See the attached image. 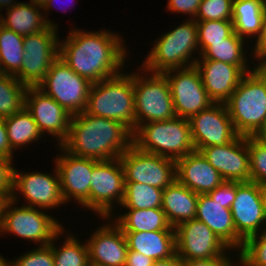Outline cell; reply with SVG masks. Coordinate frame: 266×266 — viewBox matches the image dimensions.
<instances>
[{"label": "cell", "instance_id": "cell-1", "mask_svg": "<svg viewBox=\"0 0 266 266\" xmlns=\"http://www.w3.org/2000/svg\"><path fill=\"white\" fill-rule=\"evenodd\" d=\"M124 46L120 35L109 30L73 29L68 38L59 43V58L78 75L96 83L121 73L126 59Z\"/></svg>", "mask_w": 266, "mask_h": 266}, {"label": "cell", "instance_id": "cell-2", "mask_svg": "<svg viewBox=\"0 0 266 266\" xmlns=\"http://www.w3.org/2000/svg\"><path fill=\"white\" fill-rule=\"evenodd\" d=\"M132 144L133 132L126 125L84 111L71 116L61 146L74 156L106 161L119 158Z\"/></svg>", "mask_w": 266, "mask_h": 266}, {"label": "cell", "instance_id": "cell-3", "mask_svg": "<svg viewBox=\"0 0 266 266\" xmlns=\"http://www.w3.org/2000/svg\"><path fill=\"white\" fill-rule=\"evenodd\" d=\"M85 112L117 120L135 131V103L133 73H119L92 83Z\"/></svg>", "mask_w": 266, "mask_h": 266}, {"label": "cell", "instance_id": "cell-4", "mask_svg": "<svg viewBox=\"0 0 266 266\" xmlns=\"http://www.w3.org/2000/svg\"><path fill=\"white\" fill-rule=\"evenodd\" d=\"M133 145L177 161L194 151L189 119L175 117L142 124L133 132Z\"/></svg>", "mask_w": 266, "mask_h": 266}, {"label": "cell", "instance_id": "cell-5", "mask_svg": "<svg viewBox=\"0 0 266 266\" xmlns=\"http://www.w3.org/2000/svg\"><path fill=\"white\" fill-rule=\"evenodd\" d=\"M225 102L238 135L253 136L266 118V80L253 68Z\"/></svg>", "mask_w": 266, "mask_h": 266}, {"label": "cell", "instance_id": "cell-6", "mask_svg": "<svg viewBox=\"0 0 266 266\" xmlns=\"http://www.w3.org/2000/svg\"><path fill=\"white\" fill-rule=\"evenodd\" d=\"M155 43L142 66L146 73H164L171 69L195 65L197 58L190 63L188 61L192 58V52H197L199 48L196 20H186L174 30L162 35Z\"/></svg>", "mask_w": 266, "mask_h": 266}, {"label": "cell", "instance_id": "cell-7", "mask_svg": "<svg viewBox=\"0 0 266 266\" xmlns=\"http://www.w3.org/2000/svg\"><path fill=\"white\" fill-rule=\"evenodd\" d=\"M17 193L13 192L11 199L5 202L2 214L0 233L9 232L18 237L40 242V246L49 245L64 232L63 225L52 216L40 211L36 207H16ZM63 228V229H62Z\"/></svg>", "mask_w": 266, "mask_h": 266}, {"label": "cell", "instance_id": "cell-8", "mask_svg": "<svg viewBox=\"0 0 266 266\" xmlns=\"http://www.w3.org/2000/svg\"><path fill=\"white\" fill-rule=\"evenodd\" d=\"M142 73L144 72H141V76L133 73L135 130L151 121H164L176 117L166 77L162 73H151L146 78Z\"/></svg>", "mask_w": 266, "mask_h": 266}, {"label": "cell", "instance_id": "cell-9", "mask_svg": "<svg viewBox=\"0 0 266 266\" xmlns=\"http://www.w3.org/2000/svg\"><path fill=\"white\" fill-rule=\"evenodd\" d=\"M91 85L89 80L78 75L58 57L37 87L71 115H76L86 110Z\"/></svg>", "mask_w": 266, "mask_h": 266}, {"label": "cell", "instance_id": "cell-10", "mask_svg": "<svg viewBox=\"0 0 266 266\" xmlns=\"http://www.w3.org/2000/svg\"><path fill=\"white\" fill-rule=\"evenodd\" d=\"M58 28L48 26L36 34L24 36L21 69L15 78L28 87H37L59 57Z\"/></svg>", "mask_w": 266, "mask_h": 266}, {"label": "cell", "instance_id": "cell-11", "mask_svg": "<svg viewBox=\"0 0 266 266\" xmlns=\"http://www.w3.org/2000/svg\"><path fill=\"white\" fill-rule=\"evenodd\" d=\"M125 182L165 189L176 179V161L139 150L133 144L119 157Z\"/></svg>", "mask_w": 266, "mask_h": 266}, {"label": "cell", "instance_id": "cell-12", "mask_svg": "<svg viewBox=\"0 0 266 266\" xmlns=\"http://www.w3.org/2000/svg\"><path fill=\"white\" fill-rule=\"evenodd\" d=\"M162 74L169 83L176 117L190 119L214 103L209 98L195 65L171 69Z\"/></svg>", "mask_w": 266, "mask_h": 266}, {"label": "cell", "instance_id": "cell-13", "mask_svg": "<svg viewBox=\"0 0 266 266\" xmlns=\"http://www.w3.org/2000/svg\"><path fill=\"white\" fill-rule=\"evenodd\" d=\"M124 169L119 158L98 161L92 170L90 210L103 218H110L113 202L121 205L124 198Z\"/></svg>", "mask_w": 266, "mask_h": 266}, {"label": "cell", "instance_id": "cell-14", "mask_svg": "<svg viewBox=\"0 0 266 266\" xmlns=\"http://www.w3.org/2000/svg\"><path fill=\"white\" fill-rule=\"evenodd\" d=\"M189 122L195 151L212 145L225 146L238 136L225 103H213Z\"/></svg>", "mask_w": 266, "mask_h": 266}, {"label": "cell", "instance_id": "cell-15", "mask_svg": "<svg viewBox=\"0 0 266 266\" xmlns=\"http://www.w3.org/2000/svg\"><path fill=\"white\" fill-rule=\"evenodd\" d=\"M174 229L176 253L183 260L219 257L229 249L204 222L197 219L184 221Z\"/></svg>", "mask_w": 266, "mask_h": 266}, {"label": "cell", "instance_id": "cell-16", "mask_svg": "<svg viewBox=\"0 0 266 266\" xmlns=\"http://www.w3.org/2000/svg\"><path fill=\"white\" fill-rule=\"evenodd\" d=\"M63 156L56 158L60 178L61 194L65 203L74 198L80 205L90 208V185L96 159L77 157L67 152L61 145Z\"/></svg>", "mask_w": 266, "mask_h": 266}, {"label": "cell", "instance_id": "cell-17", "mask_svg": "<svg viewBox=\"0 0 266 266\" xmlns=\"http://www.w3.org/2000/svg\"><path fill=\"white\" fill-rule=\"evenodd\" d=\"M25 108L31 113L43 135L45 131L57 137L58 145L67 139L72 115L40 88L28 87Z\"/></svg>", "mask_w": 266, "mask_h": 266}, {"label": "cell", "instance_id": "cell-18", "mask_svg": "<svg viewBox=\"0 0 266 266\" xmlns=\"http://www.w3.org/2000/svg\"><path fill=\"white\" fill-rule=\"evenodd\" d=\"M208 163L227 181L249 182L250 161L247 136L238 135L225 146H208L200 150Z\"/></svg>", "mask_w": 266, "mask_h": 266}, {"label": "cell", "instance_id": "cell-19", "mask_svg": "<svg viewBox=\"0 0 266 266\" xmlns=\"http://www.w3.org/2000/svg\"><path fill=\"white\" fill-rule=\"evenodd\" d=\"M230 209L236 232L244 240L258 234L262 224H266L261 186L256 182L236 181L235 200Z\"/></svg>", "mask_w": 266, "mask_h": 266}, {"label": "cell", "instance_id": "cell-20", "mask_svg": "<svg viewBox=\"0 0 266 266\" xmlns=\"http://www.w3.org/2000/svg\"><path fill=\"white\" fill-rule=\"evenodd\" d=\"M55 175L34 172L19 173L16 168L13 169V192L19 190L26 201L28 207L40 209H51L65 203L60 188V178L57 167Z\"/></svg>", "mask_w": 266, "mask_h": 266}, {"label": "cell", "instance_id": "cell-21", "mask_svg": "<svg viewBox=\"0 0 266 266\" xmlns=\"http://www.w3.org/2000/svg\"><path fill=\"white\" fill-rule=\"evenodd\" d=\"M203 86L214 103H225L238 86L241 78L251 72L247 65H232L215 60H196Z\"/></svg>", "mask_w": 266, "mask_h": 266}, {"label": "cell", "instance_id": "cell-22", "mask_svg": "<svg viewBox=\"0 0 266 266\" xmlns=\"http://www.w3.org/2000/svg\"><path fill=\"white\" fill-rule=\"evenodd\" d=\"M113 225L99 227L86 241L90 266L125 265L128 252L126 236L115 223Z\"/></svg>", "mask_w": 266, "mask_h": 266}, {"label": "cell", "instance_id": "cell-23", "mask_svg": "<svg viewBox=\"0 0 266 266\" xmlns=\"http://www.w3.org/2000/svg\"><path fill=\"white\" fill-rule=\"evenodd\" d=\"M176 179L197 194H207L225 181L202 153L195 150L176 161Z\"/></svg>", "mask_w": 266, "mask_h": 266}, {"label": "cell", "instance_id": "cell-24", "mask_svg": "<svg viewBox=\"0 0 266 266\" xmlns=\"http://www.w3.org/2000/svg\"><path fill=\"white\" fill-rule=\"evenodd\" d=\"M195 219L204 222L229 249L242 248L244 239L236 232L231 209L208 194L198 195Z\"/></svg>", "mask_w": 266, "mask_h": 266}, {"label": "cell", "instance_id": "cell-25", "mask_svg": "<svg viewBox=\"0 0 266 266\" xmlns=\"http://www.w3.org/2000/svg\"><path fill=\"white\" fill-rule=\"evenodd\" d=\"M198 195L177 179L163 190L161 208L172 227L195 219Z\"/></svg>", "mask_w": 266, "mask_h": 266}, {"label": "cell", "instance_id": "cell-26", "mask_svg": "<svg viewBox=\"0 0 266 266\" xmlns=\"http://www.w3.org/2000/svg\"><path fill=\"white\" fill-rule=\"evenodd\" d=\"M128 249L155 260L172 257L176 253L175 231L123 232Z\"/></svg>", "mask_w": 266, "mask_h": 266}, {"label": "cell", "instance_id": "cell-27", "mask_svg": "<svg viewBox=\"0 0 266 266\" xmlns=\"http://www.w3.org/2000/svg\"><path fill=\"white\" fill-rule=\"evenodd\" d=\"M39 9H42V7L31 2L15 3L11 8L6 9V18L0 15V25L23 37L36 34L45 30L48 26L57 28V25L42 16L43 14L40 13Z\"/></svg>", "mask_w": 266, "mask_h": 266}, {"label": "cell", "instance_id": "cell-28", "mask_svg": "<svg viewBox=\"0 0 266 266\" xmlns=\"http://www.w3.org/2000/svg\"><path fill=\"white\" fill-rule=\"evenodd\" d=\"M265 11L266 3L262 0H234L232 14L234 32L244 39L251 35L259 37Z\"/></svg>", "mask_w": 266, "mask_h": 266}, {"label": "cell", "instance_id": "cell-29", "mask_svg": "<svg viewBox=\"0 0 266 266\" xmlns=\"http://www.w3.org/2000/svg\"><path fill=\"white\" fill-rule=\"evenodd\" d=\"M127 210V213L119 215L115 220L123 232L175 231L162 208Z\"/></svg>", "mask_w": 266, "mask_h": 266}, {"label": "cell", "instance_id": "cell-30", "mask_svg": "<svg viewBox=\"0 0 266 266\" xmlns=\"http://www.w3.org/2000/svg\"><path fill=\"white\" fill-rule=\"evenodd\" d=\"M8 141L11 149H17L34 141H38L42 133L31 113L24 107L21 111L4 119Z\"/></svg>", "mask_w": 266, "mask_h": 266}, {"label": "cell", "instance_id": "cell-31", "mask_svg": "<svg viewBox=\"0 0 266 266\" xmlns=\"http://www.w3.org/2000/svg\"><path fill=\"white\" fill-rule=\"evenodd\" d=\"M24 37L0 25L1 73L15 75L22 66Z\"/></svg>", "mask_w": 266, "mask_h": 266}, {"label": "cell", "instance_id": "cell-32", "mask_svg": "<svg viewBox=\"0 0 266 266\" xmlns=\"http://www.w3.org/2000/svg\"><path fill=\"white\" fill-rule=\"evenodd\" d=\"M27 89L14 75L0 73V118H8L25 107Z\"/></svg>", "mask_w": 266, "mask_h": 266}, {"label": "cell", "instance_id": "cell-33", "mask_svg": "<svg viewBox=\"0 0 266 266\" xmlns=\"http://www.w3.org/2000/svg\"><path fill=\"white\" fill-rule=\"evenodd\" d=\"M244 38L235 32L224 41L211 42V45L201 54L200 60H215L232 65H247L243 49Z\"/></svg>", "mask_w": 266, "mask_h": 266}, {"label": "cell", "instance_id": "cell-34", "mask_svg": "<svg viewBox=\"0 0 266 266\" xmlns=\"http://www.w3.org/2000/svg\"><path fill=\"white\" fill-rule=\"evenodd\" d=\"M163 189L136 182H125L120 206L127 209L161 208Z\"/></svg>", "mask_w": 266, "mask_h": 266}, {"label": "cell", "instance_id": "cell-35", "mask_svg": "<svg viewBox=\"0 0 266 266\" xmlns=\"http://www.w3.org/2000/svg\"><path fill=\"white\" fill-rule=\"evenodd\" d=\"M52 241L54 266H90L87 244L84 245L71 234L63 246L56 248Z\"/></svg>", "mask_w": 266, "mask_h": 266}, {"label": "cell", "instance_id": "cell-36", "mask_svg": "<svg viewBox=\"0 0 266 266\" xmlns=\"http://www.w3.org/2000/svg\"><path fill=\"white\" fill-rule=\"evenodd\" d=\"M196 22L200 54L211 45V42L224 41V39L234 33L232 20H206Z\"/></svg>", "mask_w": 266, "mask_h": 266}, {"label": "cell", "instance_id": "cell-37", "mask_svg": "<svg viewBox=\"0 0 266 266\" xmlns=\"http://www.w3.org/2000/svg\"><path fill=\"white\" fill-rule=\"evenodd\" d=\"M265 231L244 240L239 251V262L243 266H266V228Z\"/></svg>", "mask_w": 266, "mask_h": 266}, {"label": "cell", "instance_id": "cell-38", "mask_svg": "<svg viewBox=\"0 0 266 266\" xmlns=\"http://www.w3.org/2000/svg\"><path fill=\"white\" fill-rule=\"evenodd\" d=\"M250 161V181L266 186V142L247 136Z\"/></svg>", "mask_w": 266, "mask_h": 266}, {"label": "cell", "instance_id": "cell-39", "mask_svg": "<svg viewBox=\"0 0 266 266\" xmlns=\"http://www.w3.org/2000/svg\"><path fill=\"white\" fill-rule=\"evenodd\" d=\"M234 0H202L196 21L232 20Z\"/></svg>", "mask_w": 266, "mask_h": 266}, {"label": "cell", "instance_id": "cell-40", "mask_svg": "<svg viewBox=\"0 0 266 266\" xmlns=\"http://www.w3.org/2000/svg\"><path fill=\"white\" fill-rule=\"evenodd\" d=\"M10 266H54L52 242L21 255L15 261L10 262Z\"/></svg>", "mask_w": 266, "mask_h": 266}, {"label": "cell", "instance_id": "cell-41", "mask_svg": "<svg viewBox=\"0 0 266 266\" xmlns=\"http://www.w3.org/2000/svg\"><path fill=\"white\" fill-rule=\"evenodd\" d=\"M6 157H0V196L7 200L13 194V169L12 161Z\"/></svg>", "mask_w": 266, "mask_h": 266}, {"label": "cell", "instance_id": "cell-42", "mask_svg": "<svg viewBox=\"0 0 266 266\" xmlns=\"http://www.w3.org/2000/svg\"><path fill=\"white\" fill-rule=\"evenodd\" d=\"M212 200L224 204V208H231L236 195V181L225 180L213 191L207 193Z\"/></svg>", "mask_w": 266, "mask_h": 266}, {"label": "cell", "instance_id": "cell-43", "mask_svg": "<svg viewBox=\"0 0 266 266\" xmlns=\"http://www.w3.org/2000/svg\"><path fill=\"white\" fill-rule=\"evenodd\" d=\"M202 0H169L167 8L171 12L189 14L191 19H195L198 8ZM194 17V18H193Z\"/></svg>", "mask_w": 266, "mask_h": 266}, {"label": "cell", "instance_id": "cell-44", "mask_svg": "<svg viewBox=\"0 0 266 266\" xmlns=\"http://www.w3.org/2000/svg\"><path fill=\"white\" fill-rule=\"evenodd\" d=\"M231 259L228 255L209 259L184 260V266H232Z\"/></svg>", "mask_w": 266, "mask_h": 266}, {"label": "cell", "instance_id": "cell-45", "mask_svg": "<svg viewBox=\"0 0 266 266\" xmlns=\"http://www.w3.org/2000/svg\"><path fill=\"white\" fill-rule=\"evenodd\" d=\"M154 260L146 255L128 249L124 266H152Z\"/></svg>", "mask_w": 266, "mask_h": 266}, {"label": "cell", "instance_id": "cell-46", "mask_svg": "<svg viewBox=\"0 0 266 266\" xmlns=\"http://www.w3.org/2000/svg\"><path fill=\"white\" fill-rule=\"evenodd\" d=\"M14 151L8 141L7 128L4 119L0 118V157H6L12 159Z\"/></svg>", "mask_w": 266, "mask_h": 266}, {"label": "cell", "instance_id": "cell-47", "mask_svg": "<svg viewBox=\"0 0 266 266\" xmlns=\"http://www.w3.org/2000/svg\"><path fill=\"white\" fill-rule=\"evenodd\" d=\"M256 45L253 49L254 55H266V11L262 26L261 35L257 38L256 37Z\"/></svg>", "mask_w": 266, "mask_h": 266}, {"label": "cell", "instance_id": "cell-48", "mask_svg": "<svg viewBox=\"0 0 266 266\" xmlns=\"http://www.w3.org/2000/svg\"><path fill=\"white\" fill-rule=\"evenodd\" d=\"M152 266H184V260L175 253L172 257L155 260Z\"/></svg>", "mask_w": 266, "mask_h": 266}, {"label": "cell", "instance_id": "cell-49", "mask_svg": "<svg viewBox=\"0 0 266 266\" xmlns=\"http://www.w3.org/2000/svg\"><path fill=\"white\" fill-rule=\"evenodd\" d=\"M255 59L261 60V62L256 65L255 70L266 80V55H253Z\"/></svg>", "mask_w": 266, "mask_h": 266}, {"label": "cell", "instance_id": "cell-50", "mask_svg": "<svg viewBox=\"0 0 266 266\" xmlns=\"http://www.w3.org/2000/svg\"><path fill=\"white\" fill-rule=\"evenodd\" d=\"M253 137L259 141L266 142V118Z\"/></svg>", "mask_w": 266, "mask_h": 266}, {"label": "cell", "instance_id": "cell-51", "mask_svg": "<svg viewBox=\"0 0 266 266\" xmlns=\"http://www.w3.org/2000/svg\"><path fill=\"white\" fill-rule=\"evenodd\" d=\"M261 199H262V206L264 209V214L266 217V186H261Z\"/></svg>", "mask_w": 266, "mask_h": 266}, {"label": "cell", "instance_id": "cell-52", "mask_svg": "<svg viewBox=\"0 0 266 266\" xmlns=\"http://www.w3.org/2000/svg\"><path fill=\"white\" fill-rule=\"evenodd\" d=\"M6 201H7V199L4 196H0V230H1V225H2L3 207H4Z\"/></svg>", "mask_w": 266, "mask_h": 266}, {"label": "cell", "instance_id": "cell-53", "mask_svg": "<svg viewBox=\"0 0 266 266\" xmlns=\"http://www.w3.org/2000/svg\"><path fill=\"white\" fill-rule=\"evenodd\" d=\"M14 0H0V8L6 7V9L11 8L14 4ZM13 3V4H12ZM1 11V9H0Z\"/></svg>", "mask_w": 266, "mask_h": 266}, {"label": "cell", "instance_id": "cell-54", "mask_svg": "<svg viewBox=\"0 0 266 266\" xmlns=\"http://www.w3.org/2000/svg\"><path fill=\"white\" fill-rule=\"evenodd\" d=\"M56 0H47V2L44 4V6L42 7L45 11L47 10H50L49 8L51 6H53V3L55 2ZM55 4V3H54Z\"/></svg>", "mask_w": 266, "mask_h": 266}, {"label": "cell", "instance_id": "cell-55", "mask_svg": "<svg viewBox=\"0 0 266 266\" xmlns=\"http://www.w3.org/2000/svg\"><path fill=\"white\" fill-rule=\"evenodd\" d=\"M31 3L43 7L47 0H30Z\"/></svg>", "mask_w": 266, "mask_h": 266}, {"label": "cell", "instance_id": "cell-56", "mask_svg": "<svg viewBox=\"0 0 266 266\" xmlns=\"http://www.w3.org/2000/svg\"><path fill=\"white\" fill-rule=\"evenodd\" d=\"M0 266H10V262L4 259L2 255H0Z\"/></svg>", "mask_w": 266, "mask_h": 266}]
</instances>
